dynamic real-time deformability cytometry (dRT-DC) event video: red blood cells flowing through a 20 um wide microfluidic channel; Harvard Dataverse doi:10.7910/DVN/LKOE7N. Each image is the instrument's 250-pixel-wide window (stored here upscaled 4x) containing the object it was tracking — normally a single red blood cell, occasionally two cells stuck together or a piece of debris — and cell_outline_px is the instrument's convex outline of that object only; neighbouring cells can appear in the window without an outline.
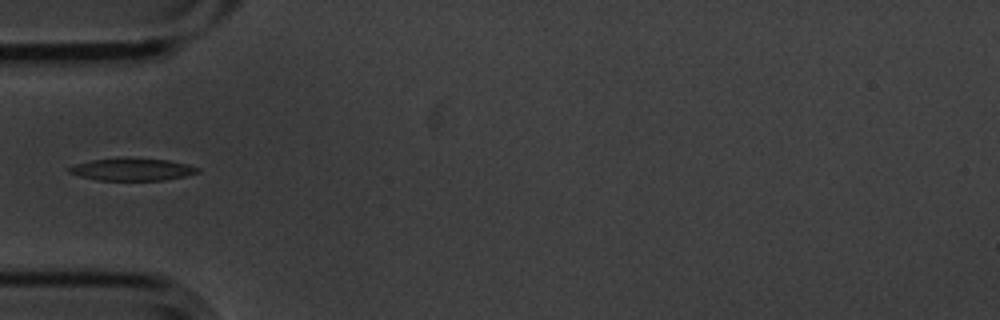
{"species": "common noctule bat (a hibernating species)", "species_latin": "Nyctalus noctula", "temperature_condition": "cold", "stored_images_in_passage": 6, "camera_frame_rate_fps": 3000, "um_per_image_px": 0.085, "animal": {"sex": "male", "body_mass_g": 20.1, "forearm_length_mm": 53.5}, "frame": {"image": 1, "passage_image": 6, "time_ms": 1.667, "image_size_px": [1000, 320], "cell_outline_px": [[200, 172], [184, 176], [164, 180], [96, 180], [80, 176], [68, 172], [68, 168], [76, 164], [92, 160], [120, 156], [124, 156], [168, 160], [188, 164], [200, 168]], "centroid_in_image_um": [11.24, 14.37], "position_along_channel_um": 73.8, "area_um2": 17.11}}